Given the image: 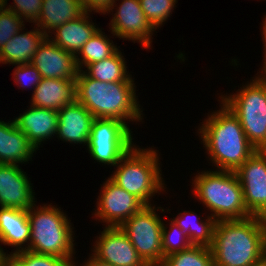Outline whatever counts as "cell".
Returning <instances> with one entry per match:
<instances>
[{"label": "cell", "instance_id": "31", "mask_svg": "<svg viewBox=\"0 0 266 266\" xmlns=\"http://www.w3.org/2000/svg\"><path fill=\"white\" fill-rule=\"evenodd\" d=\"M25 22L13 11L0 6V50L9 39L26 27Z\"/></svg>", "mask_w": 266, "mask_h": 266}, {"label": "cell", "instance_id": "17", "mask_svg": "<svg viewBox=\"0 0 266 266\" xmlns=\"http://www.w3.org/2000/svg\"><path fill=\"white\" fill-rule=\"evenodd\" d=\"M94 116L76 100L58 111L57 139L87 147Z\"/></svg>", "mask_w": 266, "mask_h": 266}, {"label": "cell", "instance_id": "11", "mask_svg": "<svg viewBox=\"0 0 266 266\" xmlns=\"http://www.w3.org/2000/svg\"><path fill=\"white\" fill-rule=\"evenodd\" d=\"M108 178V179H107ZM101 184L92 217L104 227H120L145 204L135 195L114 183L109 177ZM105 223V224H104Z\"/></svg>", "mask_w": 266, "mask_h": 266}, {"label": "cell", "instance_id": "18", "mask_svg": "<svg viewBox=\"0 0 266 266\" xmlns=\"http://www.w3.org/2000/svg\"><path fill=\"white\" fill-rule=\"evenodd\" d=\"M23 113L13 118L16 126L27 136L29 141L39 150L45 141L54 136L58 127V111L34 106H27ZM48 139V140H47Z\"/></svg>", "mask_w": 266, "mask_h": 266}, {"label": "cell", "instance_id": "36", "mask_svg": "<svg viewBox=\"0 0 266 266\" xmlns=\"http://www.w3.org/2000/svg\"><path fill=\"white\" fill-rule=\"evenodd\" d=\"M76 266H113L111 264H108V263H104L100 260H97L96 258H94L90 253L88 255V258L87 260L85 259V261H83V263H79L78 264V261L77 263L75 264Z\"/></svg>", "mask_w": 266, "mask_h": 266}, {"label": "cell", "instance_id": "27", "mask_svg": "<svg viewBox=\"0 0 266 266\" xmlns=\"http://www.w3.org/2000/svg\"><path fill=\"white\" fill-rule=\"evenodd\" d=\"M160 266H214L212 251L208 246L192 245L164 257Z\"/></svg>", "mask_w": 266, "mask_h": 266}, {"label": "cell", "instance_id": "25", "mask_svg": "<svg viewBox=\"0 0 266 266\" xmlns=\"http://www.w3.org/2000/svg\"><path fill=\"white\" fill-rule=\"evenodd\" d=\"M120 48L110 57L102 61L88 64L82 70L88 77L101 82H135L129 73L126 58ZM128 69V71H127Z\"/></svg>", "mask_w": 266, "mask_h": 266}, {"label": "cell", "instance_id": "7", "mask_svg": "<svg viewBox=\"0 0 266 266\" xmlns=\"http://www.w3.org/2000/svg\"><path fill=\"white\" fill-rule=\"evenodd\" d=\"M235 93L218 98L238 117L249 142L266 150V75H254Z\"/></svg>", "mask_w": 266, "mask_h": 266}, {"label": "cell", "instance_id": "10", "mask_svg": "<svg viewBox=\"0 0 266 266\" xmlns=\"http://www.w3.org/2000/svg\"><path fill=\"white\" fill-rule=\"evenodd\" d=\"M119 3L120 0H115L110 10L105 13V15H112L108 32L111 31L113 38L116 36L115 38H119V40L139 43L142 48L150 50L152 48V39H154L152 36L157 31L146 19L140 1L121 0V3Z\"/></svg>", "mask_w": 266, "mask_h": 266}, {"label": "cell", "instance_id": "28", "mask_svg": "<svg viewBox=\"0 0 266 266\" xmlns=\"http://www.w3.org/2000/svg\"><path fill=\"white\" fill-rule=\"evenodd\" d=\"M5 266H76L70 259L52 255L38 254L29 250L9 255Z\"/></svg>", "mask_w": 266, "mask_h": 266}, {"label": "cell", "instance_id": "39", "mask_svg": "<svg viewBox=\"0 0 266 266\" xmlns=\"http://www.w3.org/2000/svg\"><path fill=\"white\" fill-rule=\"evenodd\" d=\"M0 266H5V258L0 253Z\"/></svg>", "mask_w": 266, "mask_h": 266}, {"label": "cell", "instance_id": "14", "mask_svg": "<svg viewBox=\"0 0 266 266\" xmlns=\"http://www.w3.org/2000/svg\"><path fill=\"white\" fill-rule=\"evenodd\" d=\"M27 175L19 165L0 164V207L28 210L37 203Z\"/></svg>", "mask_w": 266, "mask_h": 266}, {"label": "cell", "instance_id": "1", "mask_svg": "<svg viewBox=\"0 0 266 266\" xmlns=\"http://www.w3.org/2000/svg\"><path fill=\"white\" fill-rule=\"evenodd\" d=\"M219 109L197 127L209 164L217 170L236 171L257 149L249 142L238 117L218 99Z\"/></svg>", "mask_w": 266, "mask_h": 266}, {"label": "cell", "instance_id": "37", "mask_svg": "<svg viewBox=\"0 0 266 266\" xmlns=\"http://www.w3.org/2000/svg\"><path fill=\"white\" fill-rule=\"evenodd\" d=\"M261 259L266 261V218H263V228L261 236Z\"/></svg>", "mask_w": 266, "mask_h": 266}, {"label": "cell", "instance_id": "38", "mask_svg": "<svg viewBox=\"0 0 266 266\" xmlns=\"http://www.w3.org/2000/svg\"><path fill=\"white\" fill-rule=\"evenodd\" d=\"M251 266H266V261L260 259L259 261L253 263Z\"/></svg>", "mask_w": 266, "mask_h": 266}, {"label": "cell", "instance_id": "5", "mask_svg": "<svg viewBox=\"0 0 266 266\" xmlns=\"http://www.w3.org/2000/svg\"><path fill=\"white\" fill-rule=\"evenodd\" d=\"M194 175L190 192L216 221L252 216L244 204L242 187L235 171L206 169Z\"/></svg>", "mask_w": 266, "mask_h": 266}, {"label": "cell", "instance_id": "9", "mask_svg": "<svg viewBox=\"0 0 266 266\" xmlns=\"http://www.w3.org/2000/svg\"><path fill=\"white\" fill-rule=\"evenodd\" d=\"M130 126L118 119L95 118L86 147L91 159L102 166H115L135 144Z\"/></svg>", "mask_w": 266, "mask_h": 266}, {"label": "cell", "instance_id": "24", "mask_svg": "<svg viewBox=\"0 0 266 266\" xmlns=\"http://www.w3.org/2000/svg\"><path fill=\"white\" fill-rule=\"evenodd\" d=\"M176 215L171 220L187 234L193 245L208 247L212 245L216 224V220L213 217L207 214L203 218L201 217L202 215H197L195 211L191 210H183V212H179Z\"/></svg>", "mask_w": 266, "mask_h": 266}, {"label": "cell", "instance_id": "40", "mask_svg": "<svg viewBox=\"0 0 266 266\" xmlns=\"http://www.w3.org/2000/svg\"><path fill=\"white\" fill-rule=\"evenodd\" d=\"M7 1H9V0H0V6L3 5Z\"/></svg>", "mask_w": 266, "mask_h": 266}, {"label": "cell", "instance_id": "13", "mask_svg": "<svg viewBox=\"0 0 266 266\" xmlns=\"http://www.w3.org/2000/svg\"><path fill=\"white\" fill-rule=\"evenodd\" d=\"M95 237L91 255L113 266H148L120 227H104Z\"/></svg>", "mask_w": 266, "mask_h": 266}, {"label": "cell", "instance_id": "12", "mask_svg": "<svg viewBox=\"0 0 266 266\" xmlns=\"http://www.w3.org/2000/svg\"><path fill=\"white\" fill-rule=\"evenodd\" d=\"M235 173L248 212L266 218V150L255 151Z\"/></svg>", "mask_w": 266, "mask_h": 266}, {"label": "cell", "instance_id": "15", "mask_svg": "<svg viewBox=\"0 0 266 266\" xmlns=\"http://www.w3.org/2000/svg\"><path fill=\"white\" fill-rule=\"evenodd\" d=\"M41 74L49 79H76L78 67L76 56L65 51L48 37L39 46L31 63Z\"/></svg>", "mask_w": 266, "mask_h": 266}, {"label": "cell", "instance_id": "20", "mask_svg": "<svg viewBox=\"0 0 266 266\" xmlns=\"http://www.w3.org/2000/svg\"><path fill=\"white\" fill-rule=\"evenodd\" d=\"M91 14L95 13L85 11L78 18L53 30L47 37L65 51L76 56L83 45L100 29L92 21Z\"/></svg>", "mask_w": 266, "mask_h": 266}, {"label": "cell", "instance_id": "8", "mask_svg": "<svg viewBox=\"0 0 266 266\" xmlns=\"http://www.w3.org/2000/svg\"><path fill=\"white\" fill-rule=\"evenodd\" d=\"M171 209L160 206L145 205L133 214L120 229L129 238L138 255L148 266H160L163 262L162 227L163 219L158 214Z\"/></svg>", "mask_w": 266, "mask_h": 266}, {"label": "cell", "instance_id": "32", "mask_svg": "<svg viewBox=\"0 0 266 266\" xmlns=\"http://www.w3.org/2000/svg\"><path fill=\"white\" fill-rule=\"evenodd\" d=\"M13 82H15L18 89L32 90L40 83L42 77L39 71L32 64L15 65L13 69Z\"/></svg>", "mask_w": 266, "mask_h": 266}, {"label": "cell", "instance_id": "34", "mask_svg": "<svg viewBox=\"0 0 266 266\" xmlns=\"http://www.w3.org/2000/svg\"><path fill=\"white\" fill-rule=\"evenodd\" d=\"M86 12L99 13L105 15L110 10L115 0H79Z\"/></svg>", "mask_w": 266, "mask_h": 266}, {"label": "cell", "instance_id": "29", "mask_svg": "<svg viewBox=\"0 0 266 266\" xmlns=\"http://www.w3.org/2000/svg\"><path fill=\"white\" fill-rule=\"evenodd\" d=\"M146 19L157 30L172 16L178 0H139Z\"/></svg>", "mask_w": 266, "mask_h": 266}, {"label": "cell", "instance_id": "35", "mask_svg": "<svg viewBox=\"0 0 266 266\" xmlns=\"http://www.w3.org/2000/svg\"><path fill=\"white\" fill-rule=\"evenodd\" d=\"M262 26H260V31H261V37H262V41H263V54H264V56H262L263 57V59H262V62H263V64H261V65H263V66H260V68H259V72H257V75H266V15H263V21H262V24H261ZM260 70H261V72H260ZM259 73V74H258Z\"/></svg>", "mask_w": 266, "mask_h": 266}, {"label": "cell", "instance_id": "6", "mask_svg": "<svg viewBox=\"0 0 266 266\" xmlns=\"http://www.w3.org/2000/svg\"><path fill=\"white\" fill-rule=\"evenodd\" d=\"M31 206L28 219L31 225L29 251L76 261L74 224L65 211L56 205L44 203ZM40 206V207H39Z\"/></svg>", "mask_w": 266, "mask_h": 266}, {"label": "cell", "instance_id": "30", "mask_svg": "<svg viewBox=\"0 0 266 266\" xmlns=\"http://www.w3.org/2000/svg\"><path fill=\"white\" fill-rule=\"evenodd\" d=\"M162 227V249H163V260L164 257L186 250L193 244L190 242L188 236L184 231L177 226L171 219L166 222L164 220ZM167 223V224H165Z\"/></svg>", "mask_w": 266, "mask_h": 266}, {"label": "cell", "instance_id": "23", "mask_svg": "<svg viewBox=\"0 0 266 266\" xmlns=\"http://www.w3.org/2000/svg\"><path fill=\"white\" fill-rule=\"evenodd\" d=\"M84 12L79 0H43L39 17L33 25L49 36L53 30Z\"/></svg>", "mask_w": 266, "mask_h": 266}, {"label": "cell", "instance_id": "26", "mask_svg": "<svg viewBox=\"0 0 266 266\" xmlns=\"http://www.w3.org/2000/svg\"><path fill=\"white\" fill-rule=\"evenodd\" d=\"M102 30L104 29L100 28L76 55V64L79 71H82L88 64L112 56L120 48L110 39L112 36L105 34Z\"/></svg>", "mask_w": 266, "mask_h": 266}, {"label": "cell", "instance_id": "33", "mask_svg": "<svg viewBox=\"0 0 266 266\" xmlns=\"http://www.w3.org/2000/svg\"><path fill=\"white\" fill-rule=\"evenodd\" d=\"M42 3L43 0H13V3L8 5V2H5L2 6L13 11L26 23H34L39 17Z\"/></svg>", "mask_w": 266, "mask_h": 266}, {"label": "cell", "instance_id": "2", "mask_svg": "<svg viewBox=\"0 0 266 266\" xmlns=\"http://www.w3.org/2000/svg\"><path fill=\"white\" fill-rule=\"evenodd\" d=\"M135 84L101 82L78 71L75 80L76 101L85 106L94 118L118 119L127 125L128 121L139 125L138 122H144L145 115L136 96Z\"/></svg>", "mask_w": 266, "mask_h": 266}, {"label": "cell", "instance_id": "3", "mask_svg": "<svg viewBox=\"0 0 266 266\" xmlns=\"http://www.w3.org/2000/svg\"><path fill=\"white\" fill-rule=\"evenodd\" d=\"M263 217L216 221L210 246L214 266H251L261 259Z\"/></svg>", "mask_w": 266, "mask_h": 266}, {"label": "cell", "instance_id": "21", "mask_svg": "<svg viewBox=\"0 0 266 266\" xmlns=\"http://www.w3.org/2000/svg\"><path fill=\"white\" fill-rule=\"evenodd\" d=\"M75 80L42 78L32 93L30 105L59 111L76 100Z\"/></svg>", "mask_w": 266, "mask_h": 266}, {"label": "cell", "instance_id": "19", "mask_svg": "<svg viewBox=\"0 0 266 266\" xmlns=\"http://www.w3.org/2000/svg\"><path fill=\"white\" fill-rule=\"evenodd\" d=\"M37 151L14 119H0V164L26 165Z\"/></svg>", "mask_w": 266, "mask_h": 266}, {"label": "cell", "instance_id": "4", "mask_svg": "<svg viewBox=\"0 0 266 266\" xmlns=\"http://www.w3.org/2000/svg\"><path fill=\"white\" fill-rule=\"evenodd\" d=\"M160 159V152L154 146L141 148L135 143L114 166L109 178L145 205H153L154 196L163 195L167 186Z\"/></svg>", "mask_w": 266, "mask_h": 266}, {"label": "cell", "instance_id": "22", "mask_svg": "<svg viewBox=\"0 0 266 266\" xmlns=\"http://www.w3.org/2000/svg\"><path fill=\"white\" fill-rule=\"evenodd\" d=\"M17 32L0 50V64L23 65L30 64L39 46L47 35L35 26L29 31Z\"/></svg>", "mask_w": 266, "mask_h": 266}, {"label": "cell", "instance_id": "16", "mask_svg": "<svg viewBox=\"0 0 266 266\" xmlns=\"http://www.w3.org/2000/svg\"><path fill=\"white\" fill-rule=\"evenodd\" d=\"M31 225L27 210L0 207V253L6 259L9 255L28 250ZM1 245L14 249L5 252Z\"/></svg>", "mask_w": 266, "mask_h": 266}]
</instances>
